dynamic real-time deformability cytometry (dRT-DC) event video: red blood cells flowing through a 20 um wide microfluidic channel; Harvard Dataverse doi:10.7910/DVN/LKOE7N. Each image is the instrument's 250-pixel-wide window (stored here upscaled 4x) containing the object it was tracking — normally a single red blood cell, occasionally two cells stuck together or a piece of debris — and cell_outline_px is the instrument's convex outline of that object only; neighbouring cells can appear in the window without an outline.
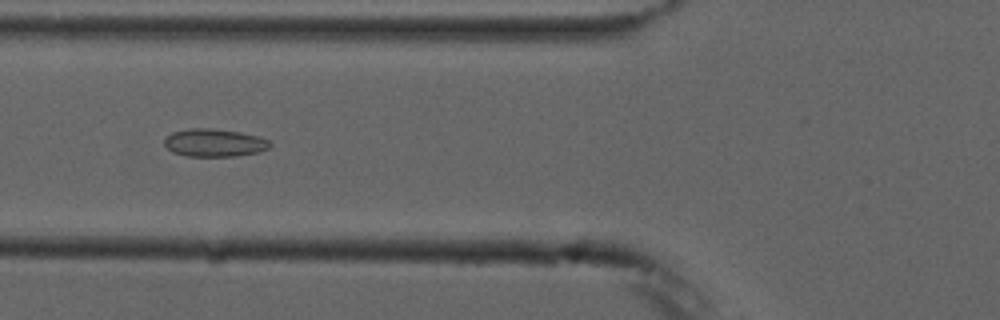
{"species": "common noctule bat (a hibernating species)", "species_latin": "Nyctalus noctula", "temperature_condition": "cold", "stored_images_in_passage": 6, "camera_frame_rate_fps": 3000, "um_per_image_px": 0.085, "animal": {"sex": "male", "forearm_length_mm": 52.5}, "frame": {"image": 1, "passage_image": 5, "time_ms": 4.667, "image_size_px": [1000, 320], "cell_outline_px": [[272, 144], [268, 148], [260, 152], [236, 156], [184, 156], [172, 152], [164, 144], [164, 140], [172, 132], [192, 128], [212, 128], [240, 132], [256, 136], [268, 140]], "centroid_in_image_um": [18.21, 12.14], "position_along_channel_um": 107.6, "area_um2": 17.11}}
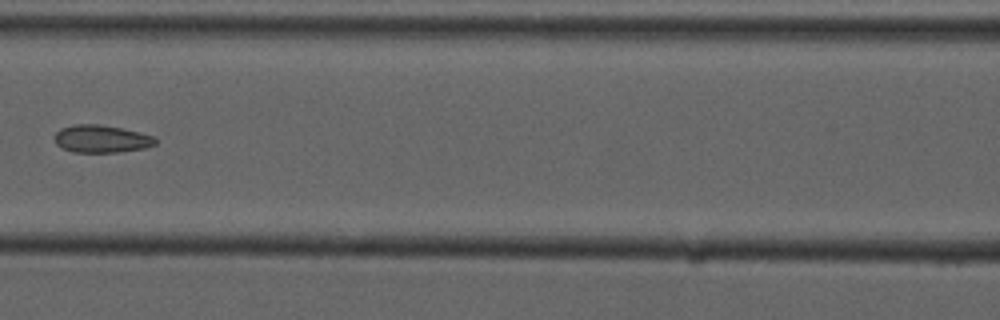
{"frame": {"image": 2, "passage_image": 6, "time_ms": 6.0, "image_size_px": [1000, 320], "cell_outline_px": [[156, 144], [144, 148], [116, 152], [72, 152], [56, 144], [56, 132], [60, 128], [72, 124], [100, 124], [120, 128], [156, 136]], "centroid_in_image_um": [8.62, 11.79], "position_along_channel_um": 158.0, "area_um2": 16.13}}